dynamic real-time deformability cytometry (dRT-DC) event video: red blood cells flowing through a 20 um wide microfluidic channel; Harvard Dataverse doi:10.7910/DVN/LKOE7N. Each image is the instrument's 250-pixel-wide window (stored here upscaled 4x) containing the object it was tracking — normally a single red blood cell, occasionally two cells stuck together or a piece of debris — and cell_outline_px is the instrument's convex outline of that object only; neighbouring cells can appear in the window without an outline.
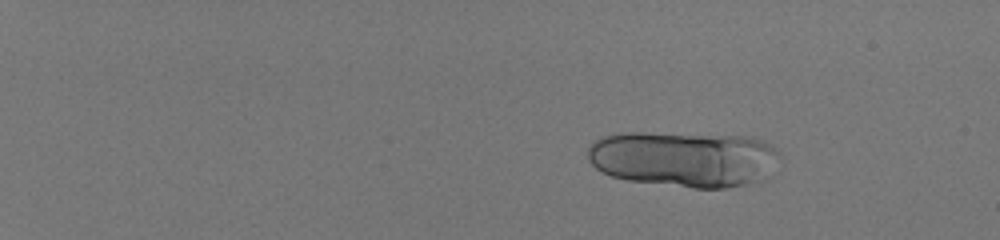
{"species": "human", "species_latin": "Homo sapiens", "temperature_condition": "room temperature", "stored_images_in_passage": 27, "camera_frame_rate_fps": 3000, "um_per_image_px": 0.085, "donor": {"sex": "male"}, "frame": {"image": 1, "passage_image": 11, "time_ms": 3.333, "image_size_px": [1000, 240], "cell_outline_px": [[780, 156], [764, 176], [744, 184], [728, 188], [692, 188], [628, 180], [612, 176], [600, 172], [588, 160], [588, 148], [596, 140], [604, 136], [620, 132], [644, 132], [752, 136], [776, 148], [780, 152]], "centroid_in_image_um": [58.08, 13.48], "position_along_channel_um": 26.9, "area_um2": 62.54}}